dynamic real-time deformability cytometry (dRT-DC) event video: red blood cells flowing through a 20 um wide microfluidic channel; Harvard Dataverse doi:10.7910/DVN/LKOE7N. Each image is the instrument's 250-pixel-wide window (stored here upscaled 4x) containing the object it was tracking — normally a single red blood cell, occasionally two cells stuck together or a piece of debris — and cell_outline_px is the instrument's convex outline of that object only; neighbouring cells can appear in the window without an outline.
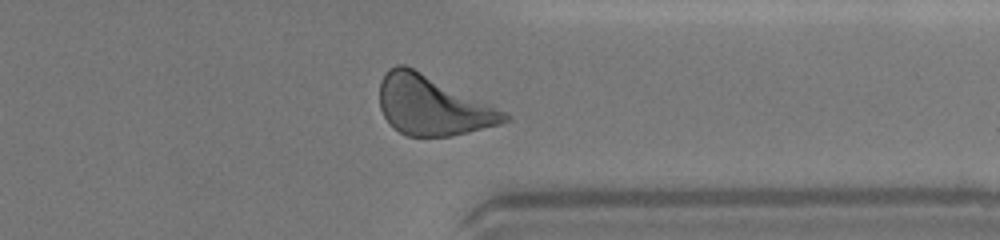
{"species": "human", "species_latin": "Homo sapiens", "temperature_condition": "warm", "stored_images_in_passage": 31, "camera_frame_rate_fps": 3000, "um_per_image_px": 0.085, "donor": {"sex": "female"}, "frame": {"image": 1, "passage_image": 22, "time_ms": 7.0, "image_size_px": [1000, 240], "cell_outline_px": [[512, 116], [508, 120], [500, 124], [452, 136], [408, 136], [400, 132], [384, 116], [380, 108], [380, 80], [384, 72], [388, 68], [396, 64], [404, 64], [508, 112]], "centroid_in_image_um": [36.76, 8.96], "position_along_channel_um": 374.6, "area_um2": 42.95}}
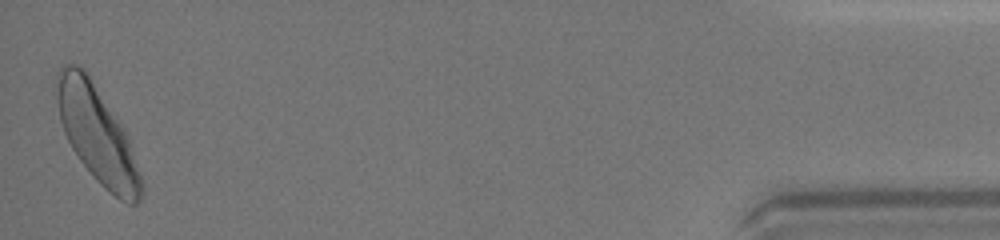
{"frame": {"image": 2, "passage_image": 31, "time_ms": 10.0, "image_size_px": [1000, 240], "cell_outline_px": [[144, 192], [140, 200], [136, 204], [128, 204], [120, 200], [104, 188], [96, 180], [80, 160], [72, 148], [64, 132], [60, 120], [56, 100], [56, 72], [60, 64], [80, 64], [84, 68], [124, 128], [144, 184]], "centroid_in_image_um": [8.24, 11.41], "position_along_channel_um": 427.0, "area_um2": 47.51}, "authors_computed_cell_mechanics": {"area_um2": 41.5582, "velocity_mm_per_s": 4.3456, "shape_relaxation_time_tau1_ms": 3.3912, "shape_relaxation_time_tau2_ms": 1.111, "deformation_change_tau1": 0.1497, "deformation_change_tau2": 0.0664}}